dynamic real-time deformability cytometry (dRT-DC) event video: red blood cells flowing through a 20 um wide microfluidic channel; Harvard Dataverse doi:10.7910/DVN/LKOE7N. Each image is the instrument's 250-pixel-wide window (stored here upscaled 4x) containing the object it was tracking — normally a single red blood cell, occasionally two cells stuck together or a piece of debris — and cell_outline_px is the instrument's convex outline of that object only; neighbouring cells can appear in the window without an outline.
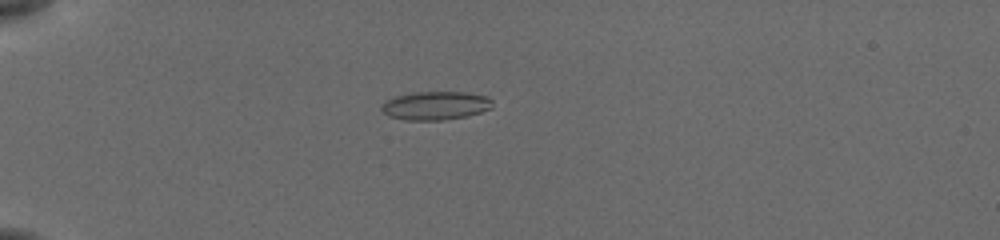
{"species": "common noctule bat (a hibernating species)", "species_latin": "Nyctalus noctula", "temperature_condition": "cold", "stored_images_in_passage": 45, "camera_frame_rate_fps": 3000, "um_per_image_px": 0.085, "animal": {"sex": "female", "body_mass_g": 19.5, "forearm_length_mm": 54.1}, "frame": {"image": 1, "passage_image": 4, "time_ms": 0.667, "image_size_px": [1000, 240], "cell_outline_px": [[492, 108], [480, 112], [464, 116], [444, 120], [404, 120], [388, 116], [380, 108], [384, 100], [396, 96], [412, 92], [468, 92], [488, 96], [492, 100]], "centroid_in_image_um": [37.0, 8.97], "position_along_channel_um": 48.0, "area_um2": 18.55}}
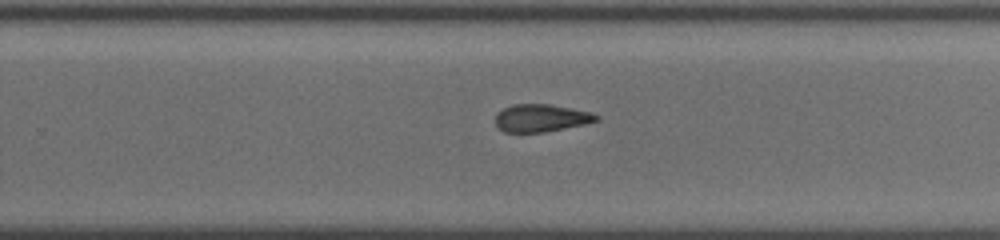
{"frame": {"image": 2, "passage_image": 30, "time_ms": 7.667, "image_size_px": [1000, 240], "cell_outline_px": [[600, 120], [584, 124], [544, 132], [504, 132], [496, 124], [496, 112], [512, 104], [548, 104], [592, 112], [600, 116]], "centroid_in_image_um": [46.0, 10.02], "position_along_channel_um": 283.8, "area_um2": 16.18}}
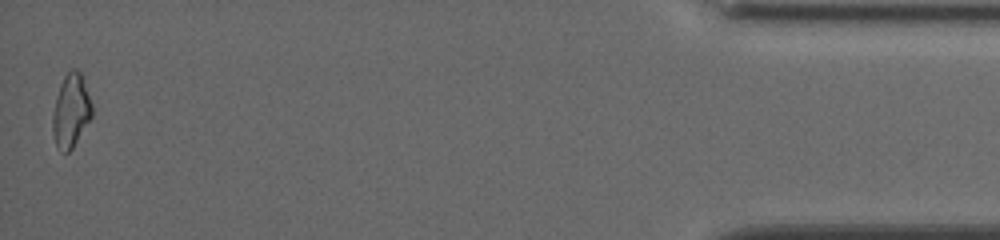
{"frame": {"image": 3, "passage_image": 45, "time_ms": 13.333, "image_size_px": [1000, 240], "cell_outline_px": [[92, 116], [72, 148], [68, 152], [64, 152], [56, 148], [52, 132], [52, 116], [56, 96], [60, 84], [64, 76], [72, 68], [76, 68], [80, 72], [92, 104]], "centroid_in_image_um": [6.01, 9.42], "position_along_channel_um": 429.2, "area_um2": 16.76}, "authors_computed_cell_mechanics": {"area_um2": 17.2244, "velocity_mm_per_s": 3.8771, "shape_relaxation_time_tau1_ms": null, "shape_relaxation_time_tau2_ms": 3.7373, "deformation_change_tau1": null, "deformation_change_tau2": 0.1133}}